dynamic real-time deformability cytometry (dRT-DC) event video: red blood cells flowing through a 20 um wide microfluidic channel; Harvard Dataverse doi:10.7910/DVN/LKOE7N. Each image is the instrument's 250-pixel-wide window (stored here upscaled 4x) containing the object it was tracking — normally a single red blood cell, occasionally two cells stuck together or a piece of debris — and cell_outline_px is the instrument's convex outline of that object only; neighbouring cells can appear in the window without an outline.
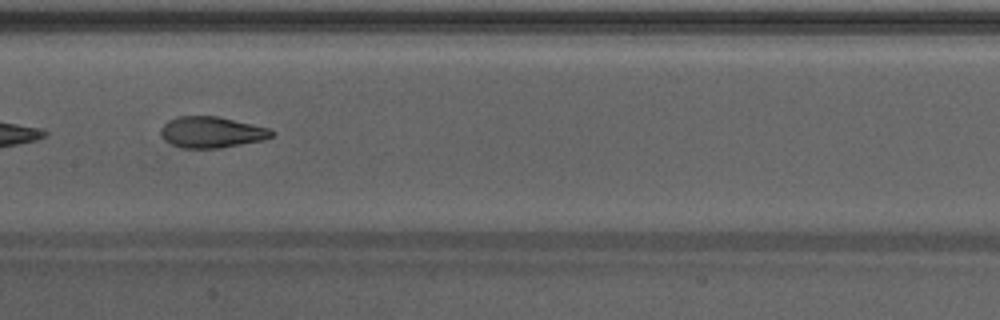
{"species": "Egyptian fruit bat (a non-hibernating species)", "species_latin": "Rousettus aegyptiacus", "temperature_condition": "warm", "stored_images_in_passage": 11, "camera_frame_rate_fps": 3000, "um_per_image_px": 0.085, "animal": {"sex": "male"}, "frame": {"image": 1, "passage_image": 10, "time_ms": 3.0, "image_size_px": [1000, 320], "cell_outline_px": [[276, 132], [272, 136], [264, 140], [220, 148], [180, 148], [164, 140], [160, 132], [160, 128], [168, 120], [176, 116], [216, 116], [252, 124], [268, 128]], "centroid_in_image_um": [17.96, 11.24], "position_along_channel_um": 189.4, "area_um2": 20.17}}